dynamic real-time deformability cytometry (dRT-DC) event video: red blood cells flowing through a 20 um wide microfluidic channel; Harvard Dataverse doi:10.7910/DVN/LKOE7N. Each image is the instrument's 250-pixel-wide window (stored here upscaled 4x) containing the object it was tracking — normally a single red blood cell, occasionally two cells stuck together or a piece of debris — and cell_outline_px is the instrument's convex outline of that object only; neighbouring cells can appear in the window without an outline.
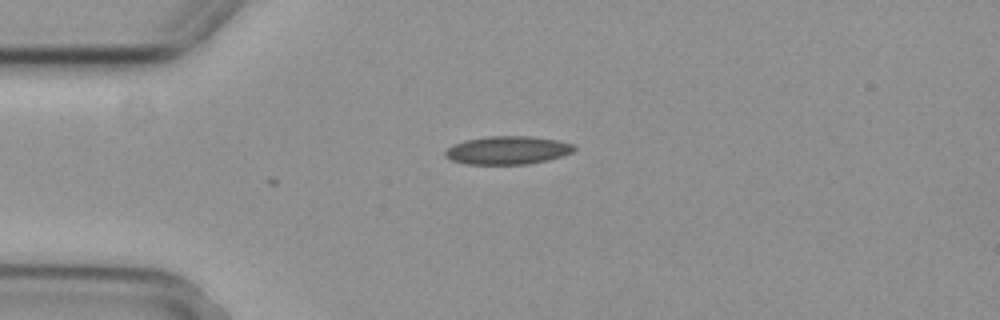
{"species": "common noctule bat (a hibernating species)", "species_latin": "Nyctalus noctula", "temperature_condition": "cold", "stored_images_in_passage": 5, "camera_frame_rate_fps": 3000, "um_per_image_px": 0.085, "animal": {"sex": "female", "body_mass_g": 29.2, "forearm_length_mm": 56.3}, "frame": {"image": 1, "passage_image": 2, "time_ms": 0.333, "image_size_px": [1000, 320], "cell_outline_px": [[576, 148], [572, 152], [548, 160], [528, 164], [464, 164], [452, 160], [444, 156], [444, 152], [452, 144], [464, 140], [488, 136], [528, 136], [556, 140], [572, 144]], "centroid_in_image_um": [43.09, 12.77], "position_along_channel_um": 41.9, "area_um2": 21.15}}
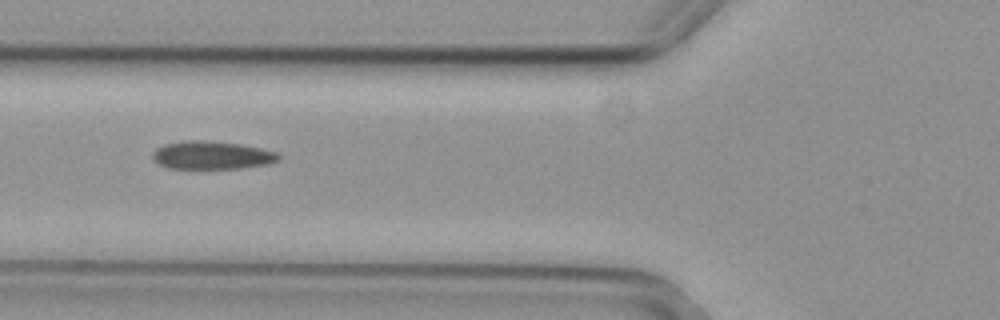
{"frame": {"image": 2, "passage_image": 4, "time_ms": 1.0, "image_size_px": [1000, 320], "cell_outline_px": [[280, 160], [268, 164], [240, 168], [168, 168], [160, 164], [152, 156], [152, 152], [156, 148], [164, 144], [188, 140], [204, 140], [240, 144], [260, 148], [276, 152], [280, 156]], "centroid_in_image_um": [18.01, 13.19], "position_along_channel_um": 107.8, "area_um2": 20.46}}